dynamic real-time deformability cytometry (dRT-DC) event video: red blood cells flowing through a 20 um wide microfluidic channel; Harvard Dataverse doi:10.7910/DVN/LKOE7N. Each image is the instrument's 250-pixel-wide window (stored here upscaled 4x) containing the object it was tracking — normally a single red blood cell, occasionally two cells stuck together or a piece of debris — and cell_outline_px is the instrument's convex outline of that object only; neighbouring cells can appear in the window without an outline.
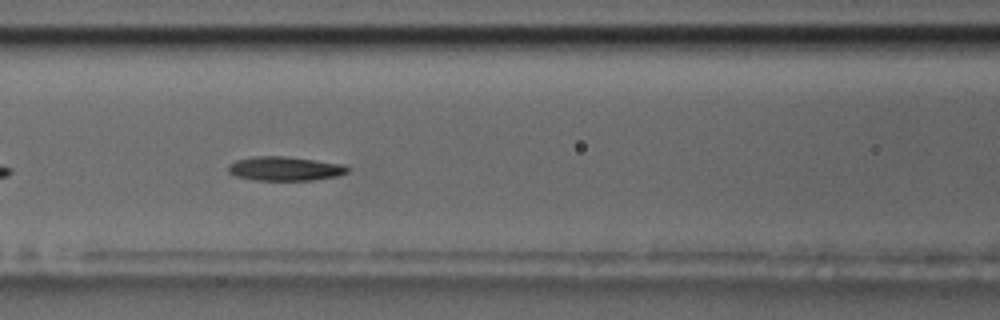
{"species": "common noctule bat (a hibernating species)", "species_latin": "Nyctalus noctula", "temperature_condition": "room temperature", "stored_images_in_passage": 8, "camera_frame_rate_fps": 3000, "um_per_image_px": 0.085, "animal": {"sex": "male", "body_mass_g": 17.5, "forearm_length_mm": 52.3}, "frame": {"image": 1, "passage_image": 6, "time_ms": 5.667, "image_size_px": [1000, 320], "cell_outline_px": [[352, 168], [348, 172], [336, 176], [312, 180], [256, 180], [236, 176], [228, 172], [228, 164], [236, 160], [256, 156], [284, 156], [316, 160], [344, 164]], "centroid_in_image_um": [24.24, 14.33], "position_along_channel_um": 142.4, "area_um2": 16.82}}
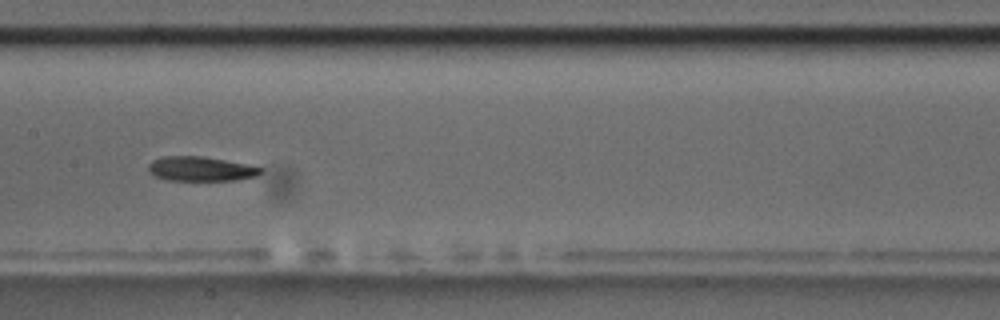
{"frame": {"image": 2, "passage_image": 7, "time_ms": 7.0, "image_size_px": [1000, 320], "cell_outline_px": [[264, 172], [256, 176], [236, 180], [168, 180], [156, 176], [148, 172], [148, 164], [152, 160], [160, 156], [204, 156], [264, 168]], "centroid_in_image_um": [17.05, 14.35], "position_along_channel_um": 190.4, "area_um2": 16.07}}
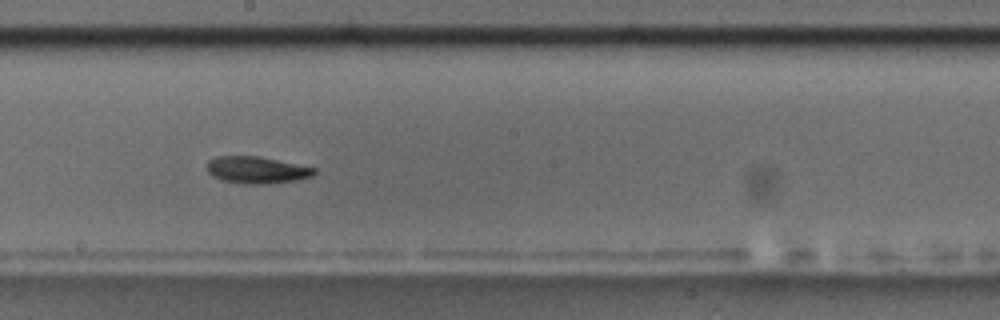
{"frame": {"image": 3, "passage_image": 8, "time_ms": 8.0, "image_size_px": [1000, 320], "cell_outline_px": [[316, 172], [312, 176], [296, 180], [268, 184], [244, 184], [220, 180], [212, 176], [208, 172], [208, 160], [216, 156], [260, 156], [316, 168]], "centroid_in_image_um": [21.81, 14.45], "position_along_channel_um": 226.4, "area_um2": 16.94}}